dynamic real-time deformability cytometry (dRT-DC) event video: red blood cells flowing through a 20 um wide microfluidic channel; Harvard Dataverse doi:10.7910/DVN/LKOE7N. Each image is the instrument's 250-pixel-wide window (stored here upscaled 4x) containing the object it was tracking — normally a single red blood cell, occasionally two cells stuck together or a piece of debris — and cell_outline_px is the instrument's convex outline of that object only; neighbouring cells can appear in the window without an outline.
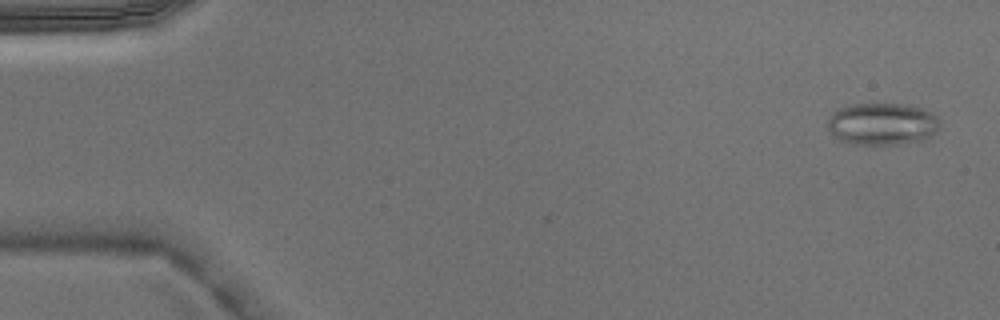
{"species": "Egyptian fruit bat (a non-hibernating species)", "species_latin": "Rousettus aegyptiacus", "temperature_condition": "warm", "stored_images_in_passage": 4, "camera_frame_rate_fps": 3000, "um_per_image_px": 0.085, "animal": {"sex": "male"}, "frame": {"image": 1, "passage_image": 1, "time_ms": 0.0, "image_size_px": [1000, 320], "cell_outline_px": [[940, 128], [928, 140], [900, 144], [856, 144], [840, 140], [828, 128], [828, 120], [832, 112], [836, 108], [848, 104], [904, 104], [924, 108], [932, 112], [940, 120]], "centroid_in_image_um": [75.04, 10.52], "position_along_channel_um": 10.0, "area_um2": 27.98}}